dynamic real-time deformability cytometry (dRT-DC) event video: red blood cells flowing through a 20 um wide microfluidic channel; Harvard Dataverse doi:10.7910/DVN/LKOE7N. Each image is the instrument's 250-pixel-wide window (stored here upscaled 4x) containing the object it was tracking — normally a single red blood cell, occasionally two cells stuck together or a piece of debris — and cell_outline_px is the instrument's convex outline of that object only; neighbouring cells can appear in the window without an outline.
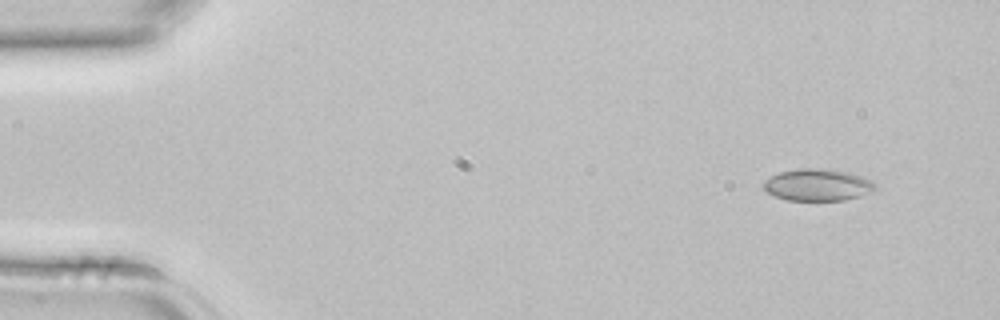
{"species": "common noctule bat (a hibernating species)", "species_latin": "Nyctalus noctula", "temperature_condition": "room temperature", "stored_images_in_passage": 3, "camera_frame_rate_fps": 3000, "um_per_image_px": 0.085, "animal": {"sex": "female", "body_mass_g": 22.7, "forearm_length_mm": 54.2}, "frame": {"image": 1, "passage_image": 1, "time_ms": 0.0, "image_size_px": [1000, 320], "cell_outline_px": [[876, 188], [872, 192], [860, 196], [844, 200], [788, 200], [776, 196], [768, 192], [764, 188], [764, 180], [780, 172], [800, 168], [820, 168], [848, 172], [872, 180]], "centroid_in_image_um": [69.52, 15.71], "position_along_channel_um": 15.5, "area_um2": 20.58}}
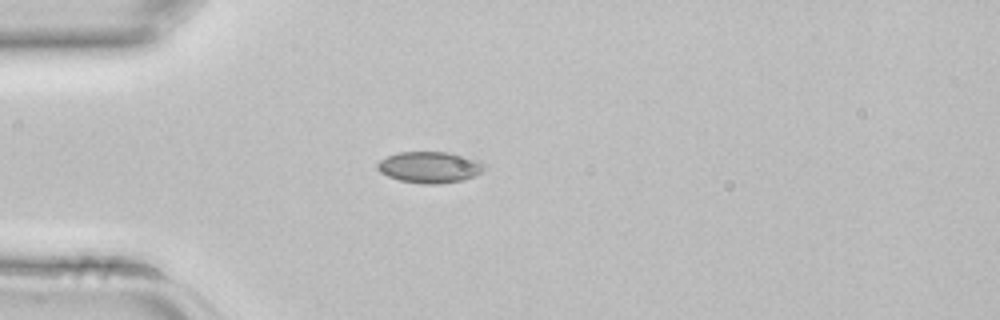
{"frame": {"image": 2, "passage_image": 3, "time_ms": 0.667, "image_size_px": [1000, 320], "cell_outline_px": [[484, 168], [480, 172], [464, 180], [440, 184], [420, 184], [400, 180], [388, 176], [380, 172], [376, 168], [376, 164], [380, 160], [396, 152], [448, 152], [468, 156], [484, 164]], "centroid_in_image_um": [36.49, 14.21], "position_along_channel_um": 48.5, "area_um2": 19.54}}